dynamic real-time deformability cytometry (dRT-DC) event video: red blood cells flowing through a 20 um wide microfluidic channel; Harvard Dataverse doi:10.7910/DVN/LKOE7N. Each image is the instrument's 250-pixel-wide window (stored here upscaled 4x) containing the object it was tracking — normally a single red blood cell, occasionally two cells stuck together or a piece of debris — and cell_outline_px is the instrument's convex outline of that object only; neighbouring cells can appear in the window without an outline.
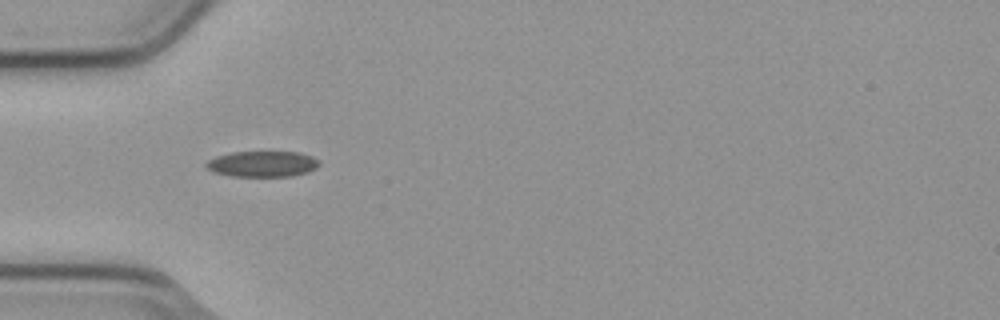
{"species": "common noctule bat (a hibernating species)", "species_latin": "Nyctalus noctula", "temperature_condition": "cold", "stored_images_in_passage": 6, "camera_frame_rate_fps": 3000, "um_per_image_px": 0.085, "animal": {"sex": "male", "body_mass_g": 23.1, "forearm_length_mm": 52.7}, "frame": {"image": 1, "passage_image": 1, "time_ms": 0.0, "image_size_px": [1000, 320], "cell_outline_px": [[320, 164], [316, 168], [308, 172], [292, 176], [232, 176], [212, 172], [204, 164], [208, 160], [216, 156], [232, 152], [300, 152], [312, 156], [320, 160]], "centroid_in_image_um": [22.32, 13.93], "position_along_channel_um": 62.7, "area_um2": 17.11}}
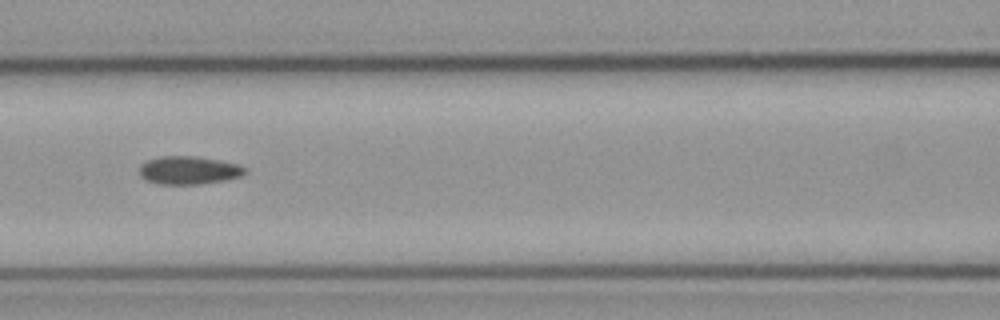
{"frame": {"image": 2, "passage_image": 3, "time_ms": 0.667, "image_size_px": [1000, 320], "cell_outline_px": [[248, 172], [240, 176], [224, 180], [200, 184], [160, 184], [144, 180], [140, 176], [140, 164], [148, 160], [160, 156], [196, 156], [236, 164], [248, 168]], "centroid_in_image_um": [16.02, 14.47], "position_along_channel_um": 150.6, "area_um2": 17.28}}
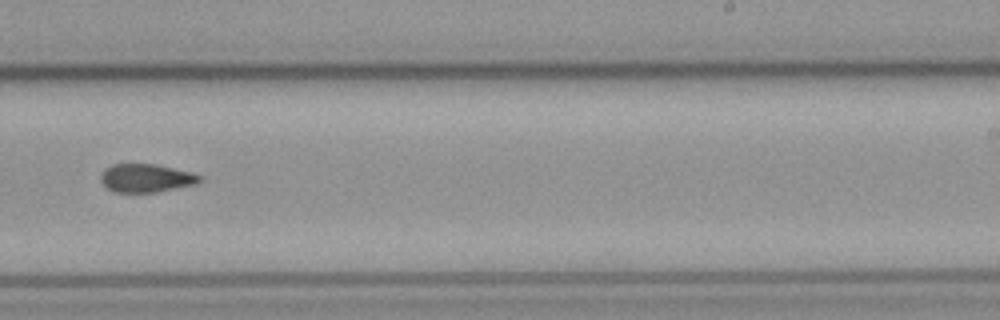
{"frame": {"image": 3, "passage_image": 6, "time_ms": 1.667, "image_size_px": [1000, 320], "cell_outline_px": [[200, 180], [196, 184], [156, 192], [112, 192], [100, 180], [100, 172], [104, 168], [112, 164], [156, 164], [192, 172], [200, 176]], "centroid_in_image_um": [12.37, 15.13], "position_along_channel_um": 276.6, "area_um2": 16.36}}